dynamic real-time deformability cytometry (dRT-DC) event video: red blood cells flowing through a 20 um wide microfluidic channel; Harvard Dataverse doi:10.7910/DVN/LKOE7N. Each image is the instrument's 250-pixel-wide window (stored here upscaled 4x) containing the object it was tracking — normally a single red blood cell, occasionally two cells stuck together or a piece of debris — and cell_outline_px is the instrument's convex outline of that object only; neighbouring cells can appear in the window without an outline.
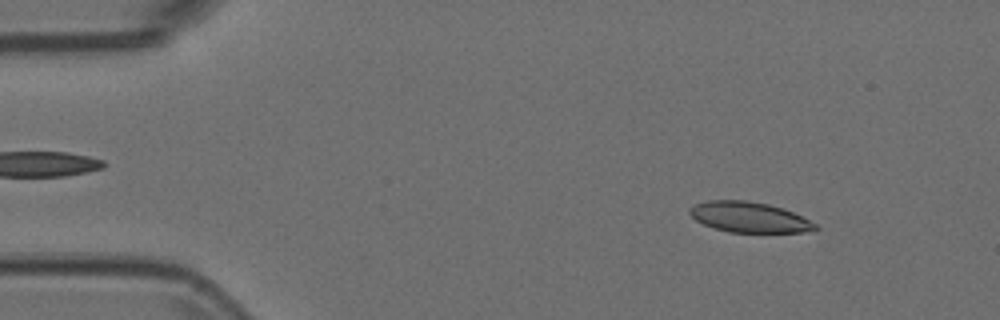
{"species": "Egyptian fruit bat (a non-hibernating species)", "species_latin": "Rousettus aegyptiacus", "temperature_condition": "room temperature", "stored_images_in_passage": 15, "camera_frame_rate_fps": 3000, "um_per_image_px": 0.085, "animal": {"sex": "female"}, "frame": {"image": 1, "passage_image": 6, "time_ms": 1.667, "image_size_px": [1000, 320], "cell_outline_px": [[820, 228], [804, 232], [728, 232], [704, 224], [696, 220], [688, 212], [688, 208], [696, 204], [708, 200], [744, 200], [768, 204], [784, 208], [816, 224]], "centroid_in_image_um": [63.66, 18.45], "position_along_channel_um": 21.3, "area_um2": 22.08}}
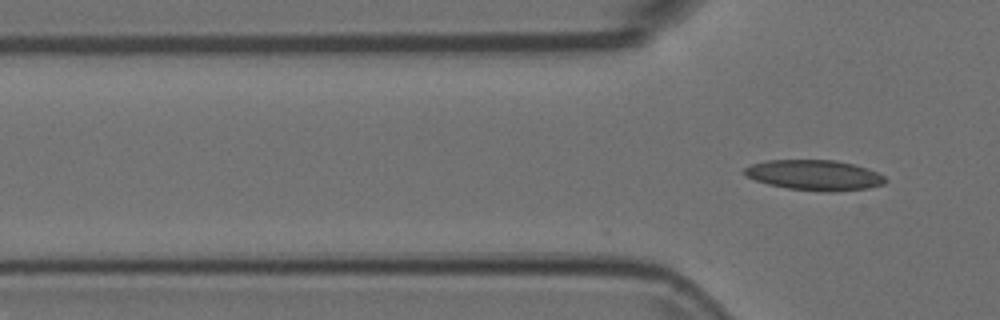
{"frame": {"image": 2, "passage_image": 15, "time_ms": 4.667, "image_size_px": [1000, 320], "cell_outline_px": [[888, 180], [884, 184], [868, 188], [832, 192], [824, 192], [788, 188], [768, 184], [756, 180], [748, 176], [744, 172], [744, 168], [752, 164], [768, 160], [836, 160], [852, 164], [876, 172], [884, 176]], "centroid_in_image_um": [69.25, 14.89], "position_along_channel_um": 56.6, "area_um2": 24.68}}